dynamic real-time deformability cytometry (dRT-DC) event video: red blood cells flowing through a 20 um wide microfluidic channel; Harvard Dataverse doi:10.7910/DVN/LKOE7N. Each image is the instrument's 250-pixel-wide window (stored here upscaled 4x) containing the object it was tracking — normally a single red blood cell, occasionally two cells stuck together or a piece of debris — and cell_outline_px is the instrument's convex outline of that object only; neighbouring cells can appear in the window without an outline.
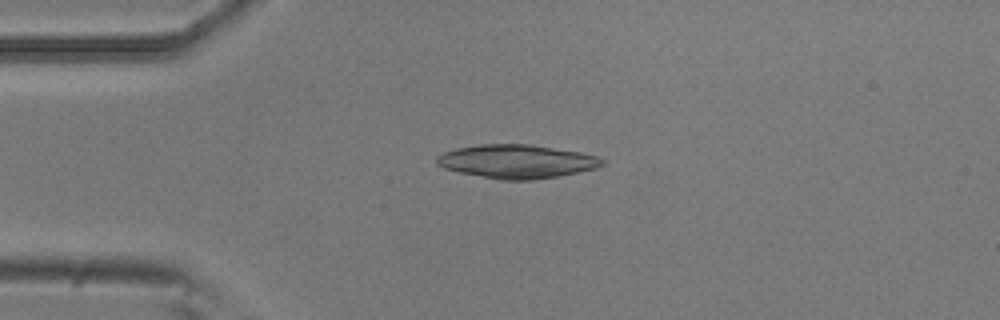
{"species": "common noctule bat (a hibernating species)", "species_latin": "Nyctalus noctula", "temperature_condition": "room temperature", "stored_images_in_passage": 45, "camera_frame_rate_fps": 3000, "um_per_image_px": 0.085, "animal": {"sex": "male", "body_mass_g": 20.5, "forearm_length_mm": 52.5}, "frame": {"image": 1, "passage_image": 9, "time_ms": 2.667, "image_size_px": [1000, 320], "cell_outline_px": [[604, 164], [596, 168], [556, 176], [532, 180], [500, 180], [460, 172], [444, 168], [436, 164], [436, 156], [444, 152], [456, 148], [480, 144], [532, 144], [580, 152], [596, 156], [604, 160]], "centroid_in_image_um": [43.89, 13.71], "position_along_channel_um": 41.1, "area_um2": 32.31}}